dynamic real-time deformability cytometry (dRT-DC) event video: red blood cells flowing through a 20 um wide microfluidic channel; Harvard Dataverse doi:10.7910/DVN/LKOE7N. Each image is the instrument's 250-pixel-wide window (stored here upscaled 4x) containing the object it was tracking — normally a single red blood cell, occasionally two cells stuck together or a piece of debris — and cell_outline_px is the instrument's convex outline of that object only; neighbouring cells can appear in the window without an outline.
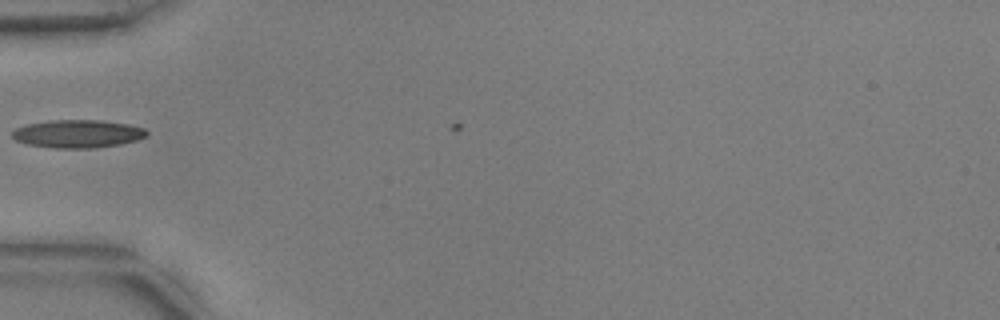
{"species": "common noctule bat (a hibernating species)", "species_latin": "Nyctalus noctula", "temperature_condition": "warm", "stored_images_in_passage": 3, "camera_frame_rate_fps": 3000, "um_per_image_px": 0.085, "animal": {"sex": "male", "body_mass_g": 17.9, "forearm_length_mm": 54.2}, "frame": {"image": 1, "passage_image": 2, "time_ms": 0.333, "image_size_px": [1000, 320], "cell_outline_px": [[148, 132], [144, 136], [136, 140], [120, 144], [92, 148], [56, 148], [28, 144], [16, 140], [12, 136], [12, 132], [16, 128], [28, 124], [48, 120], [100, 120], [128, 124], [144, 128]], "centroid_in_image_um": [6.59, 11.36], "position_along_channel_um": 78.4, "area_um2": 21.73}}